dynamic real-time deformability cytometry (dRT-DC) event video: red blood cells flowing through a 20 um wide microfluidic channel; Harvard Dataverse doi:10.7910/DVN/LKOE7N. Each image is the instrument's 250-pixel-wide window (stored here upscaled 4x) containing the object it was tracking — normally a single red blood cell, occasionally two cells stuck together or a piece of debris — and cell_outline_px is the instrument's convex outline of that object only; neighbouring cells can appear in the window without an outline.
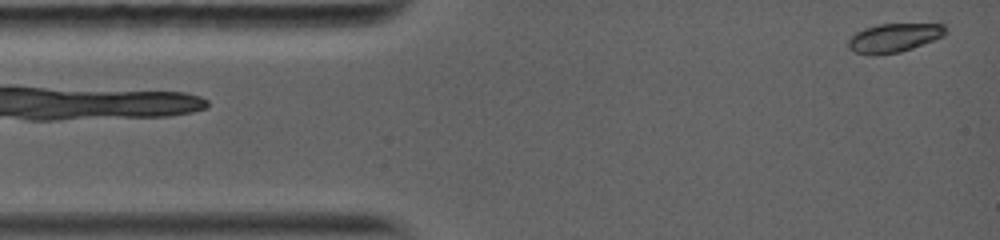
{"species": "common noctule bat (a hibernating species)", "species_latin": "Nyctalus noctula", "temperature_condition": "warm", "stored_images_in_passage": 3, "camera_frame_rate_fps": 5000, "um_per_image_px": 0.085, "animal": {"sex": "female", "body_mass_g": 19.0, "forearm_length_mm": 56.7}, "frame": {"image": 1, "passage_image": 1, "time_ms": 0.0, "image_size_px": [1000, 240], "cell_outline_px": [[948, 32], [944, 36], [912, 48], [900, 52], [876, 56], [856, 52], [848, 48], [848, 40], [856, 32], [864, 28], [880, 24], [944, 24], [948, 28]], "centroid_in_image_um": [76.01, 3.21], "position_along_channel_um": 9.0, "area_um2": 16.42}}
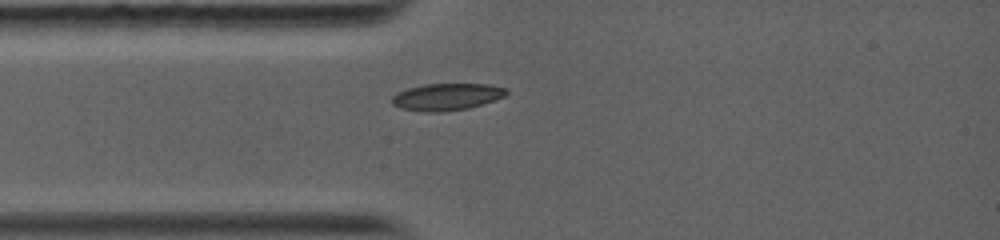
{"frame": {"image": 2, "passage_image": 3, "time_ms": 2.6, "image_size_px": [1000, 240], "cell_outline_px": [[508, 92], [504, 96], [468, 108], [444, 112], [424, 112], [400, 108], [392, 104], [392, 96], [396, 92], [408, 88], [424, 84], [488, 84], [508, 88]], "centroid_in_image_um": [37.93, 8.23], "position_along_channel_um": 47.1, "area_um2": 17.98}}